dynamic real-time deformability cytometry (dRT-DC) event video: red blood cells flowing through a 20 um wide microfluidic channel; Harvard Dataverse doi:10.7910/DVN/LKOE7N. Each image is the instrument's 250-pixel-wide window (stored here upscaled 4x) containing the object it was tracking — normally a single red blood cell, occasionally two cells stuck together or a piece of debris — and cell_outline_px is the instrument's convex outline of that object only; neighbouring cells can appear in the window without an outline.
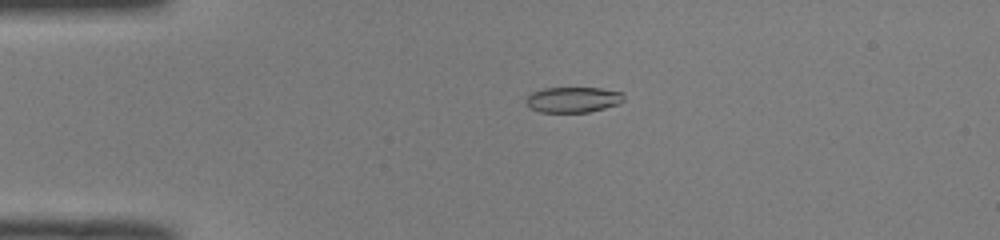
{"species": "common noctule bat (a hibernating species)", "species_latin": "Nyctalus noctula", "temperature_condition": "room temperature", "stored_images_in_passage": 45, "camera_frame_rate_fps": 3000, "um_per_image_px": 0.085, "animal": {"sex": "male", "body_mass_g": 19.0, "forearm_length_mm": 50.8}, "frame": {"image": 1, "passage_image": 6, "time_ms": 1.667, "image_size_px": [1000, 240], "cell_outline_px": [[624, 100], [620, 104], [588, 112], [540, 112], [528, 108], [524, 104], [524, 100], [532, 92], [544, 88], [600, 88], [620, 92], [624, 96]], "centroid_in_image_um": [48.66, 8.48], "position_along_channel_um": 36.3, "area_um2": 14.68}}
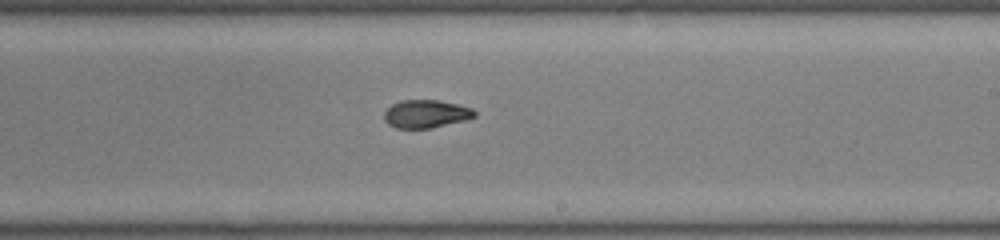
{"frame": {"image": 2, "passage_image": 25, "time_ms": 8.0, "image_size_px": [1000, 240], "cell_outline_px": [[476, 116], [464, 120], [432, 128], [396, 128], [388, 124], [384, 120], [384, 112], [392, 104], [400, 100], [440, 100], [472, 108], [476, 112]], "centroid_in_image_um": [36.19, 9.68], "position_along_channel_um": 252.8, "area_um2": 14.74}}
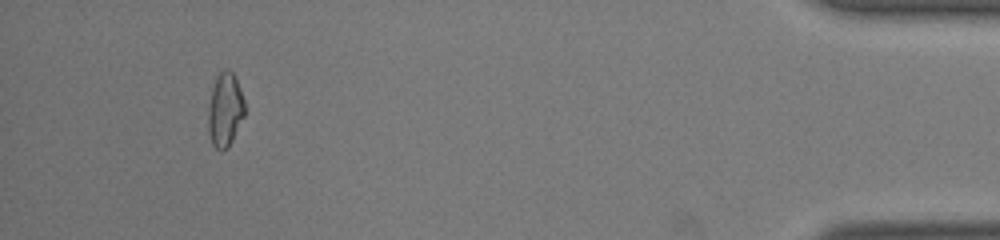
{"frame": {"image": 3, "passage_image": 42, "time_ms": 13.667, "image_size_px": [1000, 240], "cell_outline_px": [[244, 116], [228, 148], [220, 152], [212, 144], [208, 132], [208, 108], [212, 88], [216, 76], [220, 72], [228, 68], [236, 76], [244, 100]], "centroid_in_image_um": [19.12, 9.33], "position_along_channel_um": 416.1, "area_um2": 15.84}, "authors_computed_cell_mechanics": {"area_um2": 15.0858, "velocity_mm_per_s": 4.036, "shape_relaxation_time_tau1_ms": 9.9214, "shape_relaxation_time_tau2_ms": 0.9228, "deformation_change_tau1": 0.2744, "deformation_change_tau2": 0.0486}}